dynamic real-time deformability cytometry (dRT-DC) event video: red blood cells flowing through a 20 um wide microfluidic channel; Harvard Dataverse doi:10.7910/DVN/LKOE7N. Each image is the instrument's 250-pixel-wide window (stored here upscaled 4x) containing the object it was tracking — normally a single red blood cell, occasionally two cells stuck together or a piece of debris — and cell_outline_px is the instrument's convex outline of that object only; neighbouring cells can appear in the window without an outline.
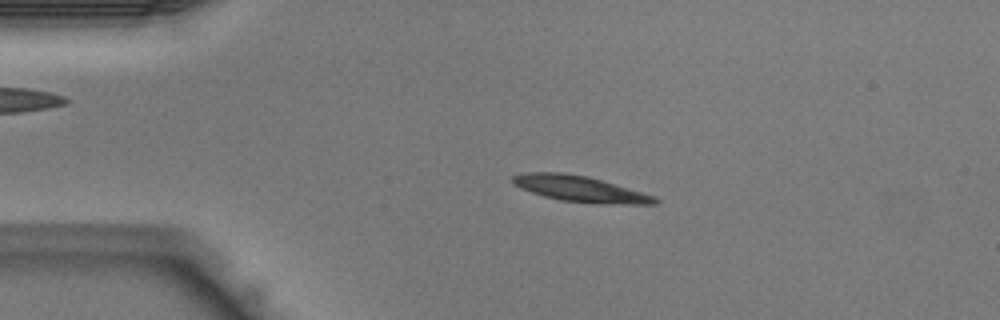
{"species": "Egyptian fruit bat (a non-hibernating species)", "species_latin": "Rousettus aegyptiacus", "temperature_condition": "warm", "stored_images_in_passage": 41, "camera_frame_rate_fps": 3000, "um_per_image_px": 0.085, "animal": {"sex": "male"}, "frame": {"image": 1, "passage_image": 8, "time_ms": 2.333, "image_size_px": [1000, 320], "cell_outline_px": [[660, 200], [656, 204], [624, 204], [560, 200], [544, 196], [520, 188], [512, 184], [512, 176], [524, 172], [560, 172], [588, 176], [640, 192], [652, 196]], "centroid_in_image_um": [49.22, 16.03], "position_along_channel_um": 35.8, "area_um2": 20.92}}
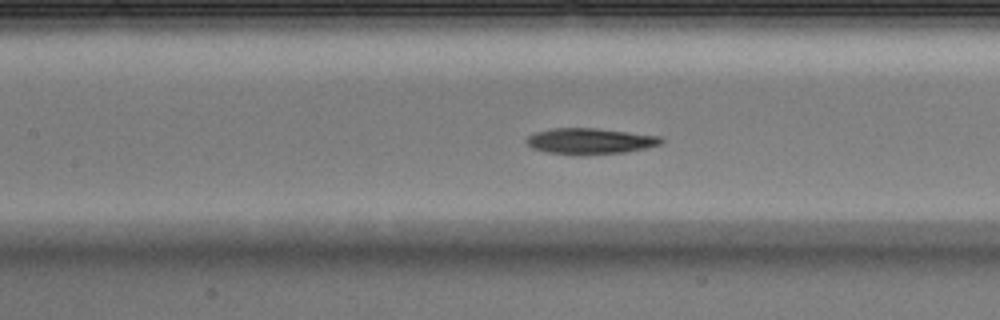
{"frame": {"image": 2, "passage_image": 18, "time_ms": 5.667, "image_size_px": [1000, 320], "cell_outline_px": [[664, 140], [660, 144], [644, 148], [624, 152], [580, 156], [548, 152], [532, 148], [524, 140], [528, 136], [536, 132], [552, 128], [596, 128], [660, 136]], "centroid_in_image_um": [50.12, 12.0], "position_along_channel_um": 157.3, "area_um2": 20.4}}
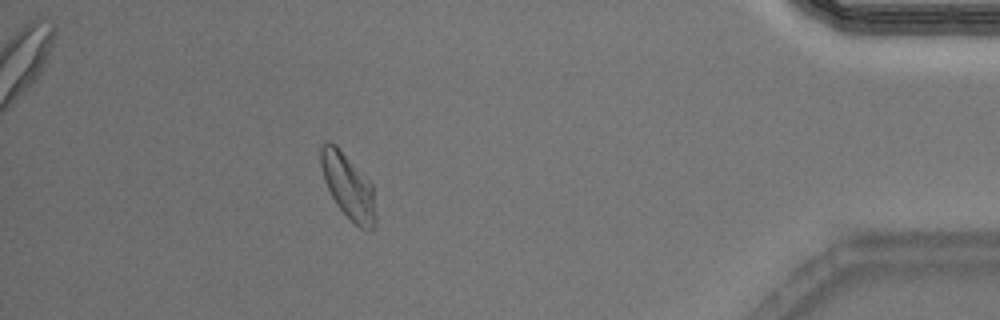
{"frame": {"image": 3, "passage_image": 37, "time_ms": 12.0, "image_size_px": [1000, 320], "cell_outline_px": [[376, 224], [368, 232], [360, 228], [336, 204], [324, 180], [320, 164], [320, 148], [328, 140], [336, 144], [372, 184], [376, 216]], "centroid_in_image_um": [29.6, 15.83], "position_along_channel_um": 405.6, "area_um2": 20.58}}